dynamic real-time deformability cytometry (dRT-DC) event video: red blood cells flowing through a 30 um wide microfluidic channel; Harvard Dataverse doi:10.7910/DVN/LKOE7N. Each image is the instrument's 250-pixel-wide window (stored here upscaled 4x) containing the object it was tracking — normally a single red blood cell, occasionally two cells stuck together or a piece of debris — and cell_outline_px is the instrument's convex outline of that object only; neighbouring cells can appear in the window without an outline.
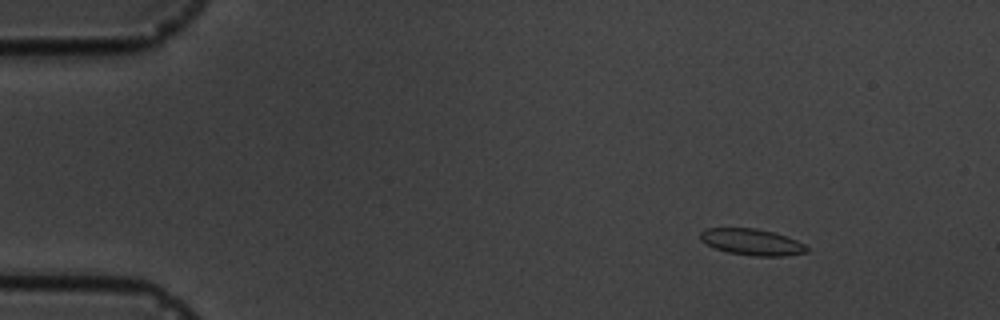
{"species": "common noctule bat (a hibernating species)", "species_latin": "Nyctalus noctula", "temperature_condition": "cold", "stored_images_in_passage": 5, "camera_frame_rate_fps": 3000, "um_per_image_px": 0.085, "animal": {"sex": "male", "body_mass_g": 19.5, "forearm_length_mm": 54.6}, "frame": {"image": 1, "passage_image": 3, "time_ms": 2.333, "image_size_px": [1000, 320], "cell_outline_px": [[808, 252], [784, 256], [752, 256], [728, 252], [716, 248], [700, 240], [700, 232], [704, 228], [756, 228], [772, 232], [796, 240], [804, 244], [808, 248]], "centroid_in_image_um": [63.9, 20.57], "position_along_channel_um": 21.1, "area_um2": 16.24}}